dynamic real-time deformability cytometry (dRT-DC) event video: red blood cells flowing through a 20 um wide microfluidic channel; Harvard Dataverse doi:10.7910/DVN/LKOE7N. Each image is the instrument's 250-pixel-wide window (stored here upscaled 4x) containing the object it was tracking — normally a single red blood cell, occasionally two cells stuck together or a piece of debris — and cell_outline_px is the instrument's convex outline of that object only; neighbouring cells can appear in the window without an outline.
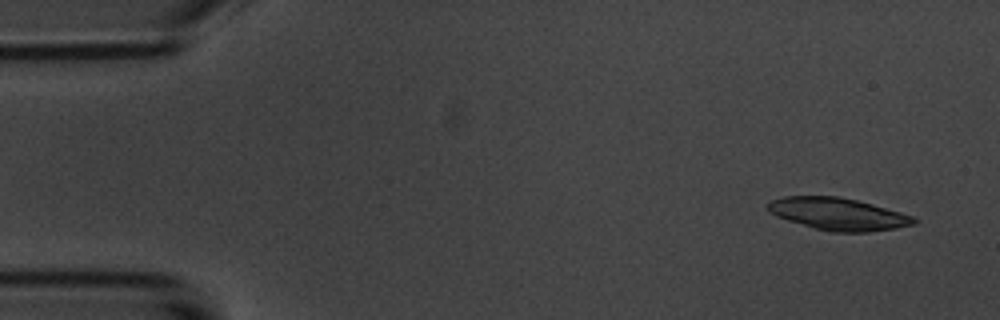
{"species": "common noctule bat (a hibernating species)", "species_latin": "Nyctalus noctula", "temperature_condition": "room temperature", "stored_images_in_passage": 10, "camera_frame_rate_fps": 3000, "um_per_image_px": 0.085, "animal": {"sex": "male", "body_mass_g": 20.1, "forearm_length_mm": 53.5}, "frame": {"image": 1, "passage_image": 1, "time_ms": 0.0, "image_size_px": [1000, 320], "cell_outline_px": [[916, 224], [896, 228], [868, 232], [832, 232], [816, 228], [788, 220], [776, 216], [768, 212], [768, 204], [772, 200], [784, 196], [836, 196], [856, 200], [872, 204], [900, 212], [912, 216], [916, 220]], "centroid_in_image_um": [71.24, 18.19], "position_along_channel_um": 13.8, "area_um2": 27.17}}
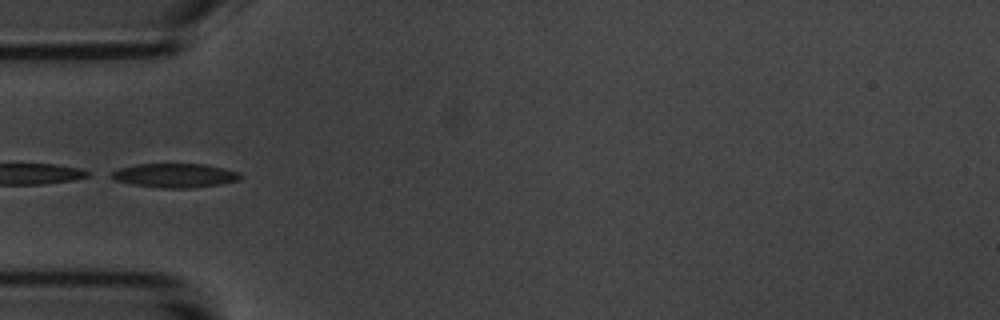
{"frame": {"image": 2, "passage_image": 5, "time_ms": 4.667, "image_size_px": [1000, 320], "cell_outline_px": [[244, 176], [240, 180], [220, 184], [192, 188], [160, 188], [132, 184], [116, 180], [108, 176], [112, 172], [120, 168], [136, 164], [204, 164], [224, 168], [240, 172]], "centroid_in_image_um": [14.9, 14.91], "position_along_channel_um": 70.1, "area_um2": 18.21}}